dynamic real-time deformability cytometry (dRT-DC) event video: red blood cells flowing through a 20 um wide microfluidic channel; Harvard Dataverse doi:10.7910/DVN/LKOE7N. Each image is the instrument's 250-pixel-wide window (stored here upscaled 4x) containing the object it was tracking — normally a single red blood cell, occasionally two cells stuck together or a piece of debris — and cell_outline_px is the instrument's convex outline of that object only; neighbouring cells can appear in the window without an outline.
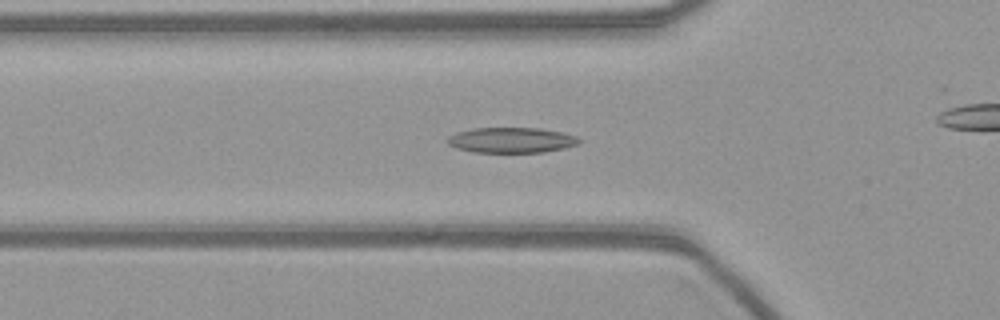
{"species": "common noctule bat (a hibernating species)", "species_latin": "Nyctalus noctula", "temperature_condition": "warm", "stored_images_in_passage": 45, "camera_frame_rate_fps": 3000, "um_per_image_px": 0.085, "animal": {"sex": "female", "body_mass_g": 21.9}, "frame": {"image": 1, "passage_image": 18, "time_ms": 5.667, "image_size_px": [1000, 320], "cell_outline_px": [[580, 144], [564, 148], [544, 152], [472, 152], [456, 148], [448, 144], [448, 136], [456, 132], [472, 128], [540, 128], [560, 132], [576, 136], [580, 140]], "centroid_in_image_um": [43.46, 11.91], "position_along_channel_um": 82.3, "area_um2": 19.48}}
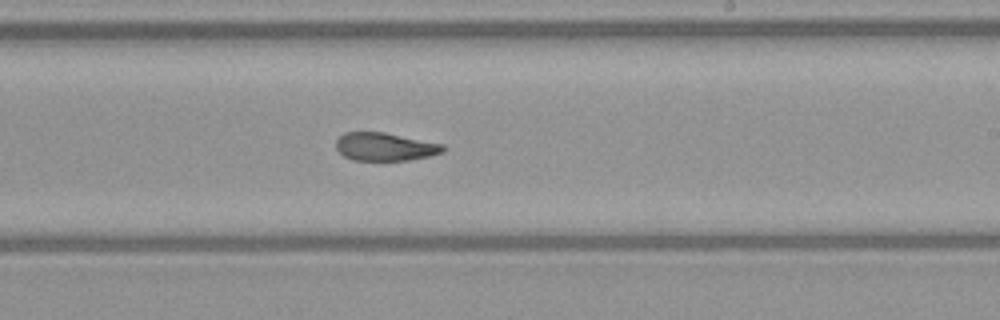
{"frame": {"image": 2, "passage_image": 32, "time_ms": 10.333, "image_size_px": [1000, 320], "cell_outline_px": [[444, 152], [428, 156], [408, 160], [352, 160], [344, 156], [336, 148], [336, 140], [344, 132], [384, 132], [444, 144]], "centroid_in_image_um": [32.71, 12.47], "position_along_channel_um": 256.3, "area_um2": 17.46}}
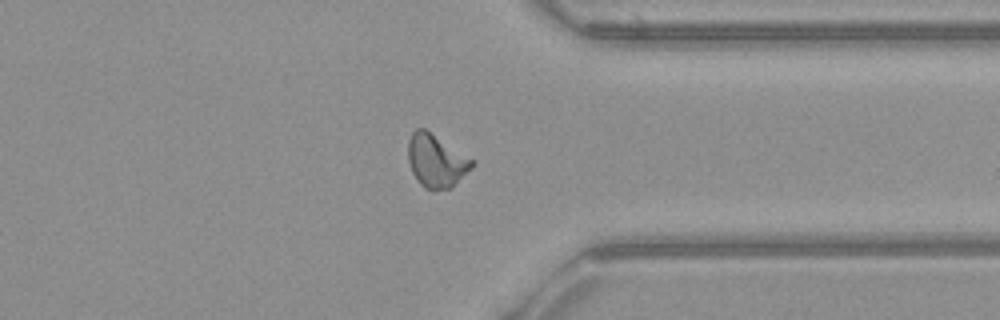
{"frame": {"image": 3, "passage_image": 42, "time_ms": 13.667, "image_size_px": [1000, 320], "cell_outline_px": [[476, 164], [452, 188], [432, 192], [424, 188], [420, 184], [412, 172], [408, 160], [408, 140], [412, 132], [416, 128], [424, 128], [476, 160]], "centroid_in_image_um": [37.11, 13.69], "position_along_channel_um": 374.3, "area_um2": 20.23}}